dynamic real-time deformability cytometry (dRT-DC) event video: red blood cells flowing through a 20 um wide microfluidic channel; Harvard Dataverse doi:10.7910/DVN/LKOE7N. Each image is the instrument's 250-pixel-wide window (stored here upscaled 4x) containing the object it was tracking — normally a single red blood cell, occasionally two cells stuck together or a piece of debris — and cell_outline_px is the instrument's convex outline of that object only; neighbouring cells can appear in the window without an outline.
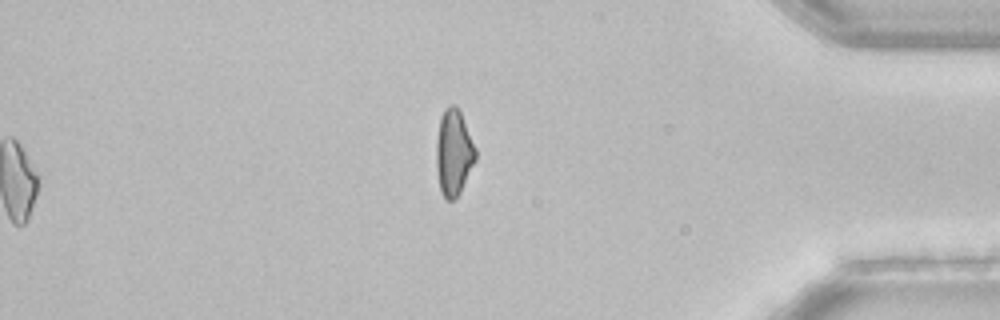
{"species": "common noctule bat (a hibernating species)", "species_latin": "Nyctalus noctula", "temperature_condition": "room temperature", "stored_images_in_passage": 40, "camera_frame_rate_fps": 3000, "um_per_image_px": 0.085, "animal": {"sex": "female", "body_mass_g": 22.7, "forearm_length_mm": 54.2}, "frame": {"image": 1, "passage_image": 40, "time_ms": 13.0, "image_size_px": [1000, 320], "cell_outline_px": [[476, 160], [460, 192], [452, 200], [444, 200], [440, 192], [436, 168], [436, 140], [440, 116], [444, 108], [448, 104], [456, 104], [460, 112], [476, 148]], "centroid_in_image_um": [38.54, 12.96], "position_along_channel_um": 396.7, "area_um2": 19.94}}